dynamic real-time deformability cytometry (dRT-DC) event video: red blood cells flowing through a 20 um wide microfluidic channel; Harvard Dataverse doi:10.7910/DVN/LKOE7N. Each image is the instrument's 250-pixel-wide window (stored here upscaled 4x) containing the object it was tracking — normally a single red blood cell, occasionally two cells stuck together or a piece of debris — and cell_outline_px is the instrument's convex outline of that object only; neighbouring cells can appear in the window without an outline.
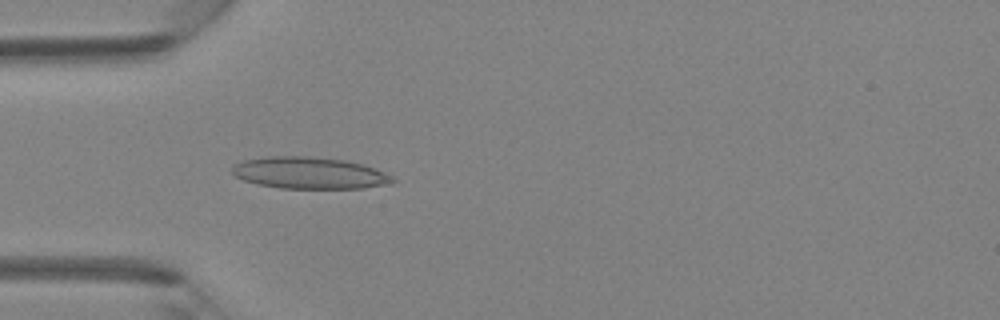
{"species": "Egyptian fruit bat (a non-hibernating species)", "species_latin": "Rousettus aegyptiacus", "temperature_condition": "room temperature", "stored_images_in_passage": 30, "camera_frame_rate_fps": 3000, "um_per_image_px": 0.085, "animal": {"sex": "female"}, "frame": {"image": 1, "passage_image": 1, "time_ms": 0.0, "image_size_px": [1000, 320], "cell_outline_px": [[396, 180], [392, 184], [364, 188], [280, 188], [260, 184], [244, 180], [236, 176], [232, 172], [232, 168], [236, 164], [244, 160], [268, 156], [308, 156], [344, 160], [364, 164], [384, 172], [392, 176]], "centroid_in_image_um": [26.35, 14.7], "position_along_channel_um": 58.6, "area_um2": 29.59}}
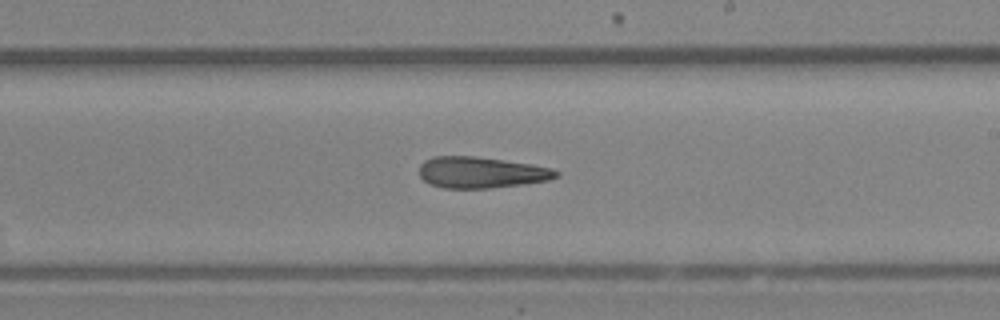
{"frame": {"image": 2, "passage_image": 13, "time_ms": 4.0, "image_size_px": [1000, 320], "cell_outline_px": [[560, 176], [548, 180], [524, 184], [492, 188], [444, 188], [428, 184], [420, 176], [420, 164], [424, 160], [432, 156], [472, 156], [504, 160], [532, 164], [552, 168], [560, 172]], "centroid_in_image_um": [40.9, 14.66], "position_along_channel_um": 248.1, "area_um2": 25.09}}
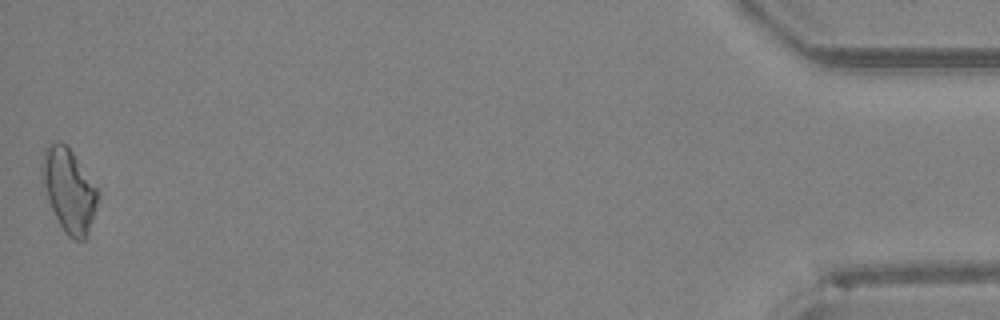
{"frame": {"image": 3, "passage_image": 30, "time_ms": 9.667, "image_size_px": [1000, 320], "cell_outline_px": [[96, 208], [88, 236], [84, 240], [76, 240], [68, 236], [64, 232], [48, 200], [40, 180], [40, 168], [44, 148], [48, 144], [60, 140], [72, 152], [96, 188]], "centroid_in_image_um": [5.8, 16.17], "position_along_channel_um": 429.4, "area_um2": 26.82}}